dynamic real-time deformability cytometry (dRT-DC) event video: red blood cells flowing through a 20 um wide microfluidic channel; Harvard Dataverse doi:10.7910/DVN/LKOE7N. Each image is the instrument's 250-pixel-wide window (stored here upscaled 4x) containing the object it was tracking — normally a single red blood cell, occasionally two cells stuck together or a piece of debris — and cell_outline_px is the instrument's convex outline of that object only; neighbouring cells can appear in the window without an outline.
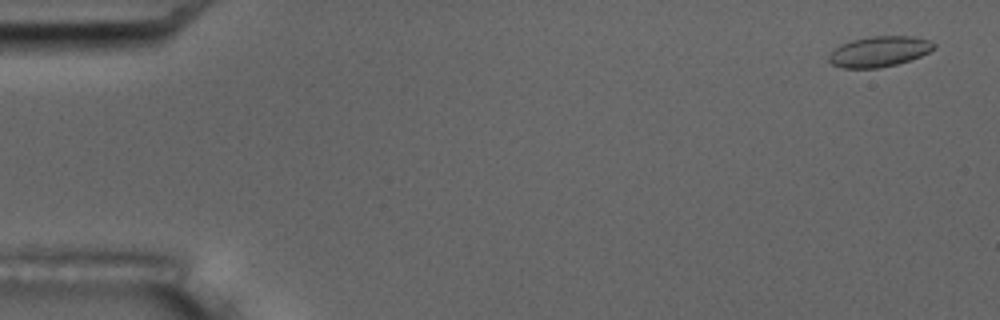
{"species": "common noctule bat (a hibernating species)", "species_latin": "Nyctalus noctula", "temperature_condition": "room temperature", "stored_images_in_passage": 6, "segment_of_instrument_passage": [2, 2], "camera_frame_rate_fps": 3000, "um_per_image_px": 0.085, "animal": {"sex": "male", "body_mass_g": 17.5, "forearm_length_mm": 52.3}, "frame": {"image": 1, "passage_image": 6, "time_ms": 6.667, "image_size_px": [1000, 320], "cell_outline_px": [[936, 48], [920, 56], [896, 64], [876, 68], [844, 68], [832, 64], [828, 60], [828, 56], [840, 44], [852, 40], [872, 36], [912, 36], [928, 40], [936, 44]], "centroid_in_image_um": [74.73, 4.37], "position_along_channel_um": 10.3, "area_um2": 18.5}}